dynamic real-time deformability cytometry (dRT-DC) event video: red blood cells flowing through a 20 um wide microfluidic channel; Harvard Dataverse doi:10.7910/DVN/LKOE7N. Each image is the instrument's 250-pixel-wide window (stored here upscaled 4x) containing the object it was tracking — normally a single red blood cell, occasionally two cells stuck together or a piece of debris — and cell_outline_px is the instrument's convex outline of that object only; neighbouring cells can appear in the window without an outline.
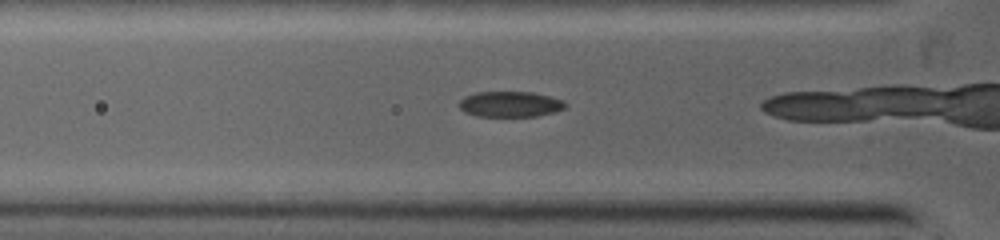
{"species": "common noctule bat (a hibernating species)", "species_latin": "Nyctalus noctula", "temperature_condition": "warm", "stored_images_in_passage": 8, "camera_frame_rate_fps": 5000, "um_per_image_px": 0.085, "animal": {"sex": "female", "body_mass_g": 19.0, "forearm_length_mm": 53.3}, "frame": {"image": 1, "passage_image": 3, "time_ms": 0.8, "image_size_px": [1000, 240], "cell_outline_px": [[568, 104], [564, 108], [552, 112], [536, 116], [480, 116], [468, 112], [460, 108], [460, 100], [464, 96], [476, 92], [532, 92], [564, 100]], "centroid_in_image_um": [43.39, 8.84], "position_along_channel_um": 82.4, "area_um2": 15.61}}
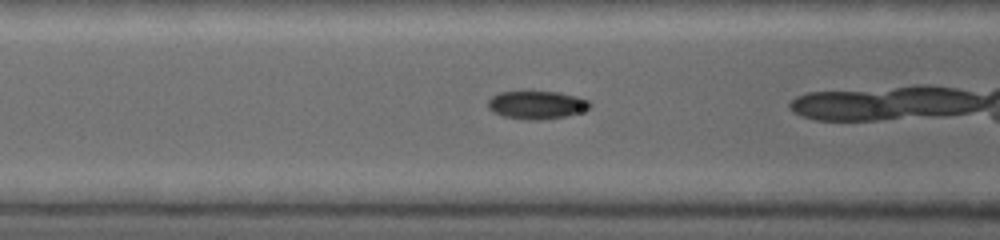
{"frame": {"image": 2, "passage_image": 5, "time_ms": 1.6, "image_size_px": [1000, 240], "cell_outline_px": [[592, 104], [588, 108], [564, 116], [504, 116], [488, 108], [488, 100], [492, 96], [500, 92], [528, 88], [560, 92], [576, 96], [588, 100]], "centroid_in_image_um": [45.59, 8.77], "position_along_channel_um": 121.0, "area_um2": 16.13}}